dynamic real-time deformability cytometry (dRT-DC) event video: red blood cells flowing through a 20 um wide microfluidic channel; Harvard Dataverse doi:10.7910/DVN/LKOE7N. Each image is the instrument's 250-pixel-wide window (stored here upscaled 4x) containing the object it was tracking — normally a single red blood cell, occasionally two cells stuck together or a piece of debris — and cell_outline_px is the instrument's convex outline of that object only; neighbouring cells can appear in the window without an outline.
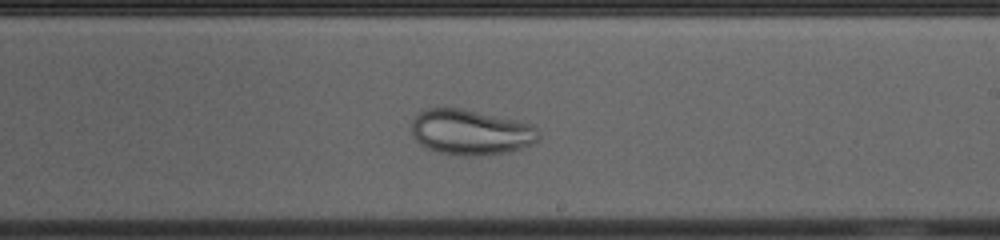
{"species": "common noctule bat (a hibernating species)", "species_latin": "Nyctalus noctula", "temperature_condition": "cold", "stored_images_in_passage": 46, "camera_frame_rate_fps": 3000, "um_per_image_px": 0.085, "animal": {"sex": "female", "body_mass_g": 23.0, "forearm_length_mm": 53.4}, "frame": {"image": 1, "passage_image": 23, "time_ms": 7.333, "image_size_px": [1000, 240], "cell_outline_px": [[540, 136], [532, 144], [508, 152], [476, 156], [464, 156], [440, 152], [428, 148], [420, 144], [412, 136], [412, 120], [420, 112], [428, 108], [464, 108], [516, 120], [532, 124], [540, 132]], "centroid_in_image_um": [40.01, 11.23], "position_along_channel_um": 249.0, "area_um2": 33.64}}
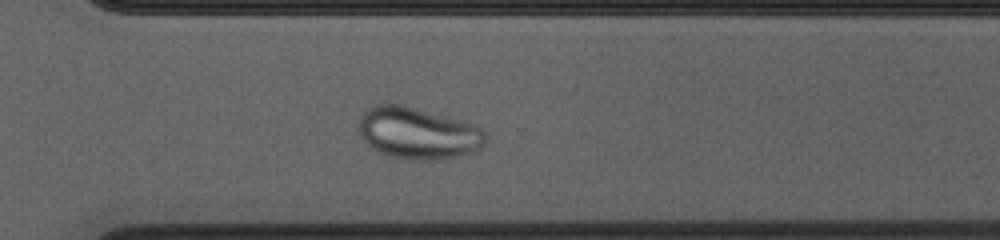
{"frame": {"image": 2, "passage_image": 30, "time_ms": 9.667, "image_size_px": [1000, 240], "cell_outline_px": [[488, 136], [484, 144], [476, 152], [444, 160], [408, 160], [392, 156], [380, 152], [368, 144], [360, 136], [360, 120], [364, 112], [368, 108], [376, 104], [404, 104], [464, 120], [480, 128]], "centroid_in_image_um": [35.59, 11.32], "position_along_channel_um": 335.0, "area_um2": 38.61}}
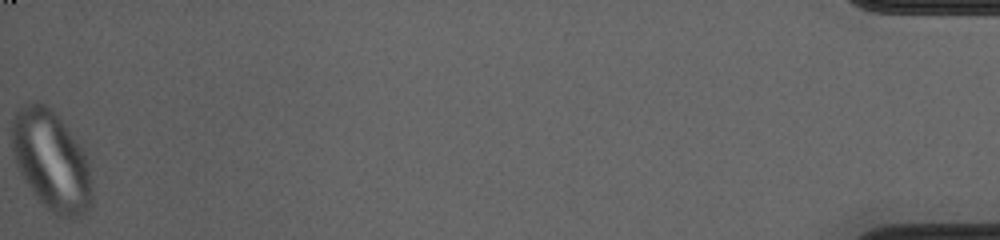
{"frame": {"image": 3, "passage_image": 46, "time_ms": 15.0, "image_size_px": [1000, 240], "cell_outline_px": [[92, 196], [88, 208], [80, 216], [72, 220], [68, 220], [56, 216], [36, 196], [20, 172], [12, 148], [12, 120], [16, 112], [20, 108], [36, 100], [40, 100], [60, 120], [88, 156], [92, 188]], "centroid_in_image_um": [4.38, 13.69], "position_along_channel_um": 430.8, "area_um2": 46.01}}